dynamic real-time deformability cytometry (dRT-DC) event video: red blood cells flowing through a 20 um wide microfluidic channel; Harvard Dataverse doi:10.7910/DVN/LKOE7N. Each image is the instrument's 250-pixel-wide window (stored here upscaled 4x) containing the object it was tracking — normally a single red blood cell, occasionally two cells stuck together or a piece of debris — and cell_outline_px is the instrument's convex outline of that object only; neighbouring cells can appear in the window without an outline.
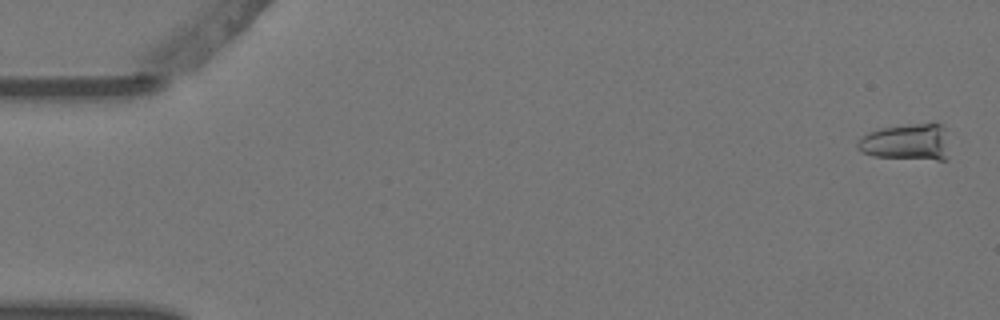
{"species": "Egyptian fruit bat (a non-hibernating species)", "species_latin": "Rousettus aegyptiacus", "temperature_condition": "warm", "stored_images_in_passage": 5, "camera_frame_rate_fps": 3000, "um_per_image_px": 0.085, "animal": {"sex": "female"}, "frame": {"image": 1, "passage_image": 1, "time_ms": 0.0, "image_size_px": [1000, 320], "cell_outline_px": [[948, 160], [936, 160], [872, 156], [856, 148], [856, 144], [868, 132], [880, 128], [908, 124], [944, 124], [948, 156]], "centroid_in_image_um": [77.08, 12.08], "position_along_channel_um": 7.9, "area_um2": 19.48}}
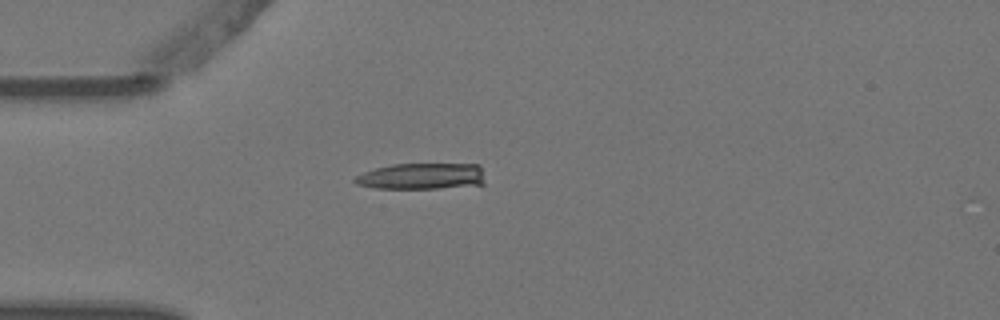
{"frame": {"image": 2, "passage_image": 5, "time_ms": 1.333, "image_size_px": [1000, 320], "cell_outline_px": [[484, 184], [436, 188], [376, 188], [356, 184], [352, 180], [356, 176], [364, 172], [376, 168], [392, 164], [480, 164]], "centroid_in_image_um": [35.82, 14.97], "position_along_channel_um": 49.2, "area_um2": 19.71}}